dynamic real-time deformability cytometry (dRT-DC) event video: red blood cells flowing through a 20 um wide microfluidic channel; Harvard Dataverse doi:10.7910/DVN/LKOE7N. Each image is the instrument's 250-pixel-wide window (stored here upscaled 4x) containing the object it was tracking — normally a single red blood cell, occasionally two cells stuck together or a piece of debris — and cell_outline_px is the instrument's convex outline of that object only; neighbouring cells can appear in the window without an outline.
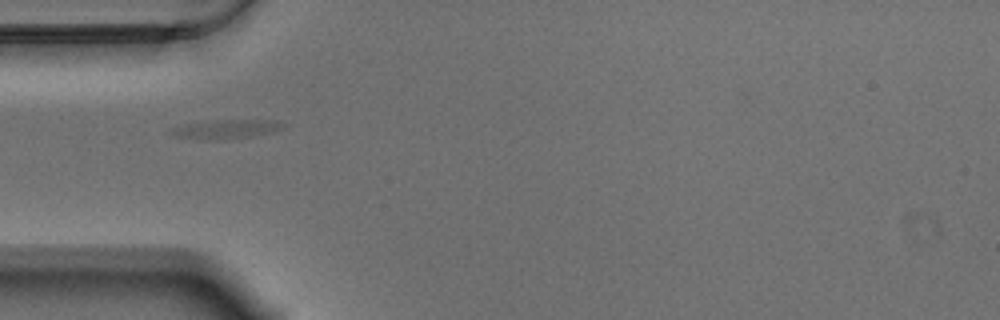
{"species": "Egyptian fruit bat (a non-hibernating species)", "species_latin": "Rousettus aegyptiacus", "temperature_condition": "warm", "stored_images_in_passage": 25, "segment_of_instrument_passage": [1, 2], "camera_frame_rate_fps": 3000, "um_per_image_px": 0.085, "animal": {"sex": "male"}, "frame": {"image": 1, "passage_image": 1, "time_ms": 0.0, "image_size_px": [1000, 320], "cell_outline_px": [[288, 124], [276, 132], [252, 136], [208, 140], [176, 136], [168, 132], [172, 128], [188, 124], [220, 120], [276, 120]], "centroid_in_image_um": [19.32, 10.97], "position_along_channel_um": 65.7, "area_um2": 12.2}}